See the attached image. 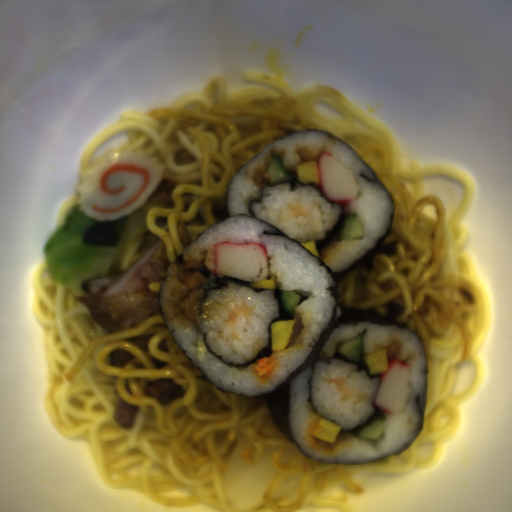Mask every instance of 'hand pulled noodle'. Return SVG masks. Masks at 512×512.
<instances>
[{
	"label": "hand pulled noodle",
	"instance_id": "2",
	"mask_svg": "<svg viewBox=\"0 0 512 512\" xmlns=\"http://www.w3.org/2000/svg\"><path fill=\"white\" fill-rule=\"evenodd\" d=\"M78 204V195L77 192L69 195L63 202L58 218H57V228H59L60 224L70 215L72 209L76 207Z\"/></svg>",
	"mask_w": 512,
	"mask_h": 512
},
{
	"label": "hand pulled noodle",
	"instance_id": "1",
	"mask_svg": "<svg viewBox=\"0 0 512 512\" xmlns=\"http://www.w3.org/2000/svg\"><path fill=\"white\" fill-rule=\"evenodd\" d=\"M247 85L214 76L175 107L125 110L82 153L80 172L109 150L137 151L157 161L170 182L173 206L152 207L145 226L164 245L169 266L214 224L238 169L287 130L322 129L367 162L393 198L395 255L375 253L341 277L337 303L350 308L402 307L395 318L420 336L427 362L424 426L403 453L367 464H323L283 434L260 394L220 388L187 359L160 312L138 327L111 332L94 321L78 294L51 275L45 258L33 275V314L44 333L45 408L52 427L86 445L103 485L140 493L162 506L195 503L219 512H352L347 491L359 493L373 474L436 466L443 442L462 423L463 406L479 389L481 347L490 325L485 282L468 254L466 223L476 188L454 164L403 163L391 132L372 113L327 86L295 88L279 74L246 70ZM424 177H460L461 201L449 218L443 199L427 194ZM151 334L150 350L128 342ZM134 353L112 367L113 349ZM463 359L476 375L460 396L453 377ZM172 380L185 395L162 406L146 388ZM139 410L130 429L114 409Z\"/></svg>",
	"mask_w": 512,
	"mask_h": 512
}]
</instances>
